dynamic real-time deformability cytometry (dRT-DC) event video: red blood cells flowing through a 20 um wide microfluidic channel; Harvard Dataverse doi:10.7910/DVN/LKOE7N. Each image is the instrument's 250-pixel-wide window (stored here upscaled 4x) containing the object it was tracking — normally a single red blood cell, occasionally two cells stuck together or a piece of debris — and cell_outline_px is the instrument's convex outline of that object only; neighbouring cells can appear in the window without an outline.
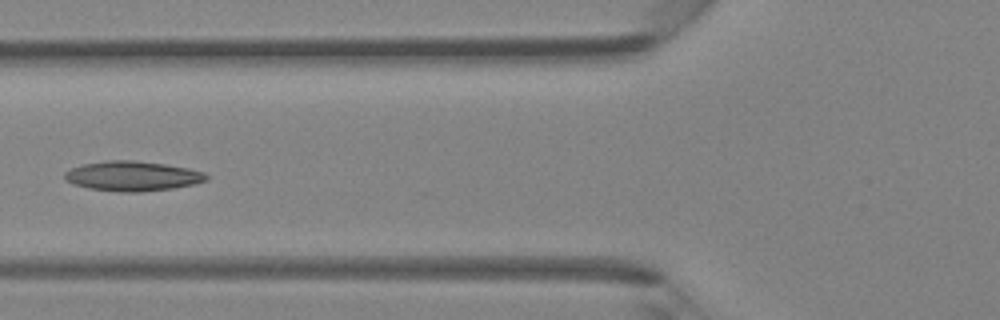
{"species": "Egyptian fruit bat (a non-hibernating species)", "species_latin": "Rousettus aegyptiacus", "temperature_condition": "room temperature", "stored_images_in_passage": 5, "camera_frame_rate_fps": 3000, "um_per_image_px": 0.085, "animal": {"sex": "female"}, "frame": {"image": 1, "passage_image": 5, "time_ms": 1.333, "image_size_px": [1000, 320], "cell_outline_px": [[208, 180], [196, 184], [172, 188], [140, 192], [120, 192], [88, 188], [72, 184], [64, 180], [64, 172], [72, 168], [84, 164], [104, 160], [132, 160], [164, 164], [188, 168], [204, 172], [208, 176]], "centroid_in_image_um": [11.25, 14.97], "position_along_channel_um": 114.6, "area_um2": 24.74}}